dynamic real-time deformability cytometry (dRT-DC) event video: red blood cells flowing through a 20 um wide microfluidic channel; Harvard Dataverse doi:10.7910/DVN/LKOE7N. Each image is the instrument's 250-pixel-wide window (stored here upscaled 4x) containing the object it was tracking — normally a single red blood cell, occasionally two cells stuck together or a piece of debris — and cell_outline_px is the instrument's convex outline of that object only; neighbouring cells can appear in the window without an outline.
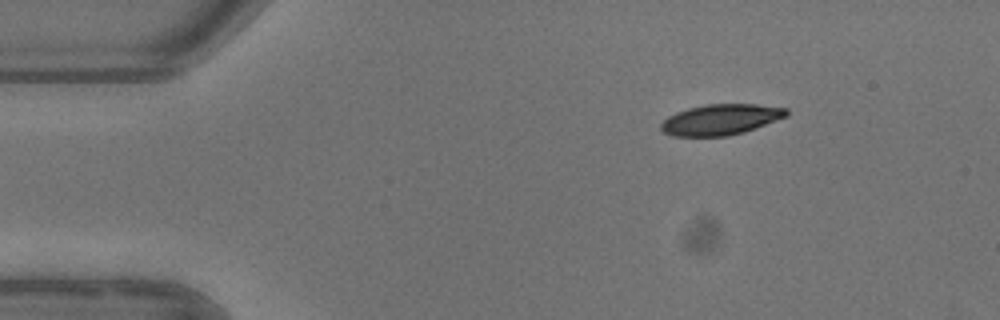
{"species": "common noctule bat (a hibernating species)", "species_latin": "Nyctalus noctula", "temperature_condition": "warm", "stored_images_in_passage": 3, "camera_frame_rate_fps": 3000, "um_per_image_px": 0.085, "animal": {"sex": "female"}, "frame": {"image": 1, "passage_image": 1, "time_ms": 0.0, "image_size_px": [1000, 320], "cell_outline_px": [[788, 116], [744, 132], [728, 136], [672, 136], [664, 132], [660, 128], [660, 124], [668, 116], [676, 112], [688, 108], [704, 104], [756, 104], [788, 108]], "centroid_in_image_um": [61.26, 10.16], "position_along_channel_um": 23.7, "area_um2": 22.54}}